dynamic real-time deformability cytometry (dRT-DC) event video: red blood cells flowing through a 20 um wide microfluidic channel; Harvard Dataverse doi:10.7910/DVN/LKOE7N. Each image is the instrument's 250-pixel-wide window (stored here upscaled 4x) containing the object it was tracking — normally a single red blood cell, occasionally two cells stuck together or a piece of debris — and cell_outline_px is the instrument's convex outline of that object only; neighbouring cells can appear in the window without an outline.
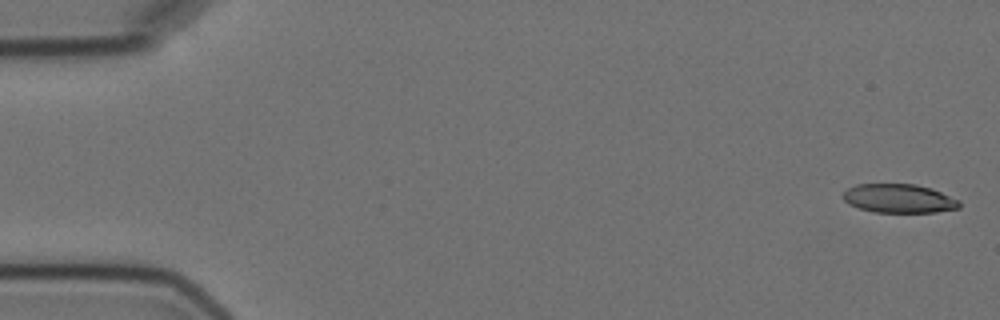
{"species": "Egyptian fruit bat (a non-hibernating species)", "species_latin": "Rousettus aegyptiacus", "temperature_condition": "cold", "stored_images_in_passage": 6, "camera_frame_rate_fps": 3000, "um_per_image_px": 0.085, "animal": {"sex": "female"}, "frame": {"image": 1, "passage_image": 1, "time_ms": 0.0, "image_size_px": [1000, 320], "cell_outline_px": [[960, 208], [936, 212], [872, 212], [848, 204], [840, 196], [848, 188], [856, 184], [916, 184], [932, 188], [960, 200]], "centroid_in_image_um": [76.41, 16.87], "position_along_channel_um": 8.6, "area_um2": 19.71}}
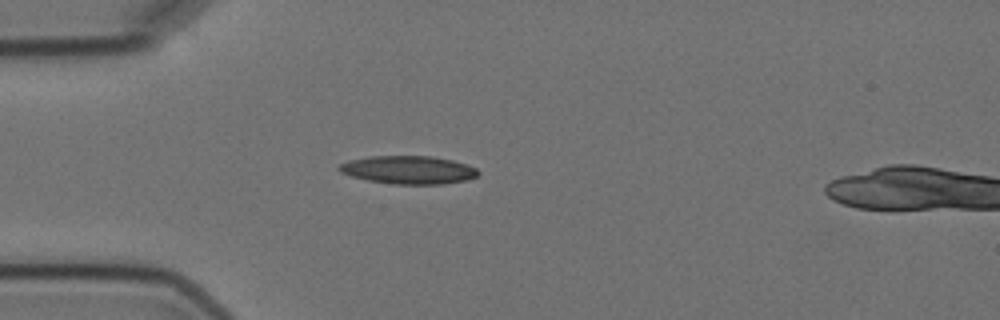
{"frame": {"image": 2, "passage_image": 5, "time_ms": 4.667, "image_size_px": [1000, 320], "cell_outline_px": [[480, 172], [476, 176], [468, 180], [444, 184], [392, 184], [368, 180], [352, 176], [340, 172], [336, 168], [340, 164], [348, 160], [368, 156], [432, 156], [452, 160], [468, 164], [476, 168]], "centroid_in_image_um": [34.72, 14.44], "position_along_channel_um": 50.3, "area_um2": 22.95}}